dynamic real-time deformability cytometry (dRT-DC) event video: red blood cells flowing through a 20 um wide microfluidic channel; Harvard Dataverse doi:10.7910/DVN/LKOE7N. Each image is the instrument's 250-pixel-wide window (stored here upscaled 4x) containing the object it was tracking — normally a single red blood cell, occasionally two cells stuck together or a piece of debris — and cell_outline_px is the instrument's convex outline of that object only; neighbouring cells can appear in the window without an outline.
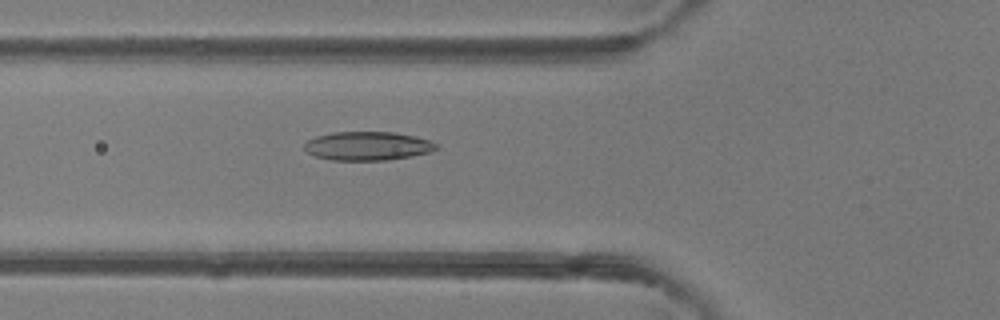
{"species": "common noctule bat (a hibernating species)", "species_latin": "Nyctalus noctula", "temperature_condition": "room temperature", "stored_images_in_passage": 49, "camera_frame_rate_fps": 3000, "um_per_image_px": 0.085, "animal": {"sex": "female"}, "frame": {"image": 1, "passage_image": 18, "time_ms": 5.667, "image_size_px": [1000, 320], "cell_outline_px": [[440, 148], [428, 152], [412, 156], [388, 160], [332, 160], [316, 156], [308, 152], [304, 148], [304, 144], [308, 140], [316, 136], [332, 132], [396, 132], [428, 140], [440, 144]], "centroid_in_image_um": [31.27, 12.4], "position_along_channel_um": 94.5, "area_um2": 22.08}}
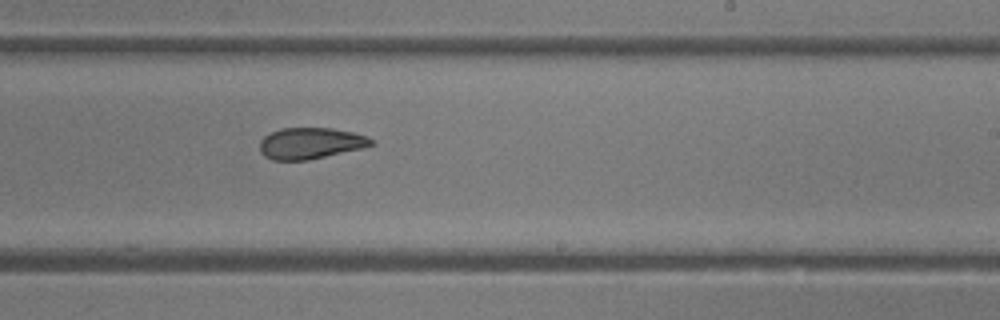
{"frame": {"image": 2, "passage_image": 30, "time_ms": 9.667, "image_size_px": [1000, 320], "cell_outline_px": [[376, 144], [364, 148], [308, 160], [272, 160], [264, 156], [260, 152], [260, 140], [264, 136], [280, 128], [332, 128], [352, 132], [368, 136]], "centroid_in_image_um": [26.4, 12.18], "position_along_channel_um": 262.6, "area_um2": 20.46}}
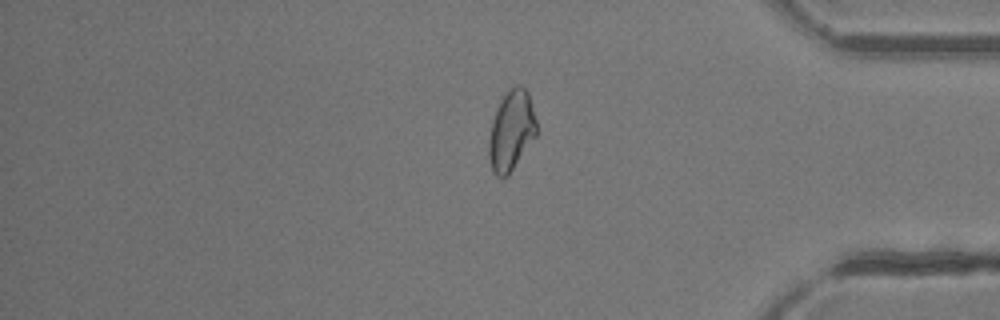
{"frame": {"image": 3, "passage_image": 41, "time_ms": 13.333, "image_size_px": [1000, 320], "cell_outline_px": [[536, 136], [508, 176], [496, 176], [492, 172], [488, 156], [488, 140], [492, 120], [496, 108], [504, 92], [508, 88], [516, 84], [520, 84], [528, 92], [536, 120]], "centroid_in_image_um": [43.44, 11.08], "position_along_channel_um": 391.8, "area_um2": 22.54}, "authors_computed_cell_mechanics": {"area_um2": 22.4842, "velocity_mm_per_s": 4.1994, "shape_relaxation_time_tau1_ms": 6.1675, "shape_relaxation_time_tau2_ms": 2.6843, "deformation_change_tau1": 0.1536, "deformation_change_tau2": 0.0942}}